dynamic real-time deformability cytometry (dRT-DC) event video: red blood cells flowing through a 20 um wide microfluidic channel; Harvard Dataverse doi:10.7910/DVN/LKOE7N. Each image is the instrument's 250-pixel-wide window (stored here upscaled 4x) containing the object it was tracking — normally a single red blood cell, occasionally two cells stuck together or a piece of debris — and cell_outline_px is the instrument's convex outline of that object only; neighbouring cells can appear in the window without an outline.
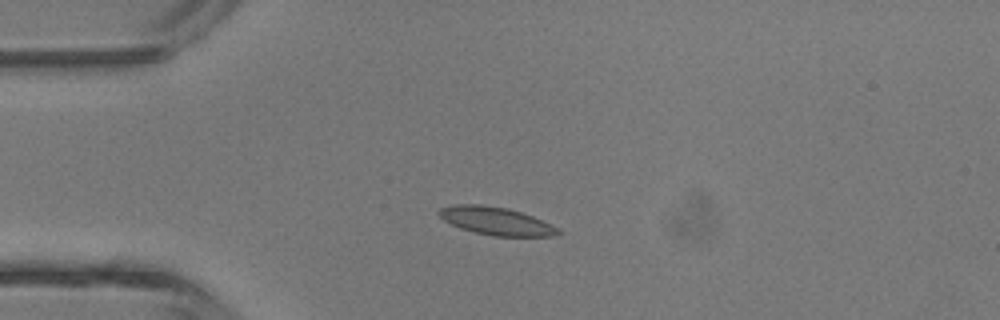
{"species": "common noctule bat (a hibernating species)", "species_latin": "Nyctalus noctula", "temperature_condition": "room temperature", "stored_images_in_passage": 3, "camera_frame_rate_fps": 3000, "um_per_image_px": 0.085, "animal": {"sex": "male", "body_mass_g": 13.3}, "frame": {"image": 1, "passage_image": 2, "time_ms": 2.0, "image_size_px": [1000, 320], "cell_outline_px": [[560, 232], [556, 236], [492, 236], [460, 228], [444, 220], [436, 212], [440, 208], [452, 204], [480, 204], [508, 208], [532, 216], [560, 228]], "centroid_in_image_um": [42.15, 18.78], "position_along_channel_um": 42.8, "area_um2": 19.36}}